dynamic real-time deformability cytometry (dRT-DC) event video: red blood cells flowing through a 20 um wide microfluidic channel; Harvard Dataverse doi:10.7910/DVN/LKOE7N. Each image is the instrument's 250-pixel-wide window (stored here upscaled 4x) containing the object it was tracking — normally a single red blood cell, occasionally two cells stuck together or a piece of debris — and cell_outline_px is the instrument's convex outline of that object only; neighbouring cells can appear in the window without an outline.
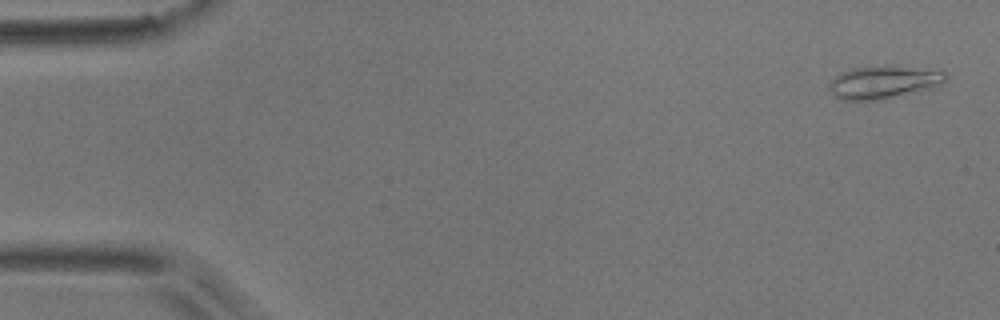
{"species": "common noctule bat (a hibernating species)", "species_latin": "Nyctalus noctula", "temperature_condition": "room temperature", "stored_images_in_passage": 5, "camera_frame_rate_fps": 3000, "um_per_image_px": 0.085, "animal": {"sex": "male", "body_mass_g": 17.9}, "frame": {"image": 1, "passage_image": 1, "time_ms": 0.0, "image_size_px": [1000, 320], "cell_outline_px": [[948, 76], [944, 80], [928, 88], [876, 100], [844, 100], [836, 96], [828, 88], [828, 84], [836, 76], [852, 68], [888, 64], [892, 64], [944, 72]], "centroid_in_image_um": [75.03, 6.95], "position_along_channel_um": 10.0, "area_um2": 21.73}}